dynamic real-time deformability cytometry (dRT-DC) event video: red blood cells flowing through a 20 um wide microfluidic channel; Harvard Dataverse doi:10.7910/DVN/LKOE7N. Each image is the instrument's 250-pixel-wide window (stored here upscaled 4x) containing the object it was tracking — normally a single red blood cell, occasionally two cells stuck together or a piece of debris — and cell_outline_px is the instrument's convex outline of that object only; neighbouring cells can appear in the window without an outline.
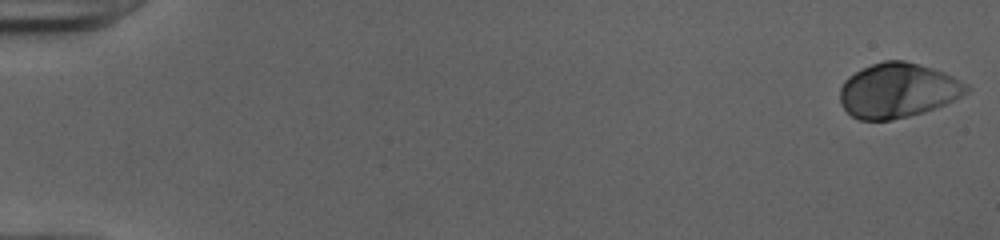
{"species": "human", "species_latin": "Homo sapiens", "temperature_condition": "cold", "stored_images_in_passage": 52, "camera_frame_rate_fps": 3000, "um_per_image_px": 0.085, "donor": {"sex": "female"}, "frame": {"image": 1, "passage_image": 1, "time_ms": 0.0, "image_size_px": [1000, 240], "cell_outline_px": [[972, 88], [968, 92], [944, 104], [924, 112], [892, 120], [860, 120], [852, 116], [840, 104], [840, 88], [844, 80], [848, 76], [872, 64], [884, 60], [904, 60], [920, 64], [944, 72], [968, 84]], "centroid_in_image_um": [76.31, 7.68], "position_along_channel_um": 8.7, "area_um2": 40.29}}
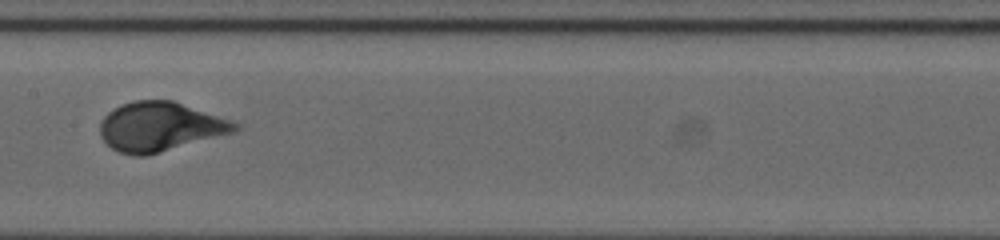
{"frame": {"image": 2, "passage_image": 28, "time_ms": 9.0, "image_size_px": [1000, 240], "cell_outline_px": [[240, 128], [232, 132], [148, 156], [136, 156], [120, 152], [112, 148], [100, 136], [100, 120], [112, 108], [120, 104], [132, 100], [172, 100], [240, 124]], "centroid_in_image_um": [13.54, 10.77], "position_along_channel_um": 193.9, "area_um2": 38.44}}
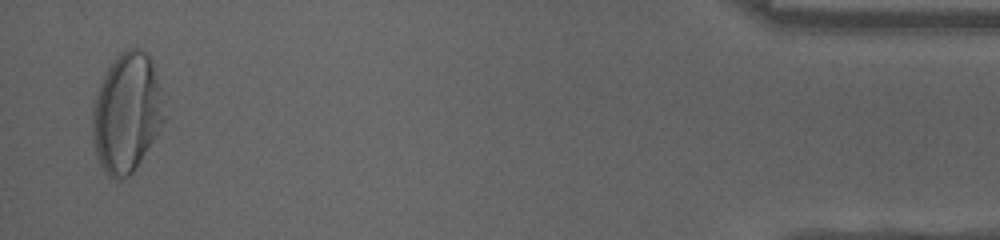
{"frame": {"image": 3, "passage_image": 51, "time_ms": 16.667, "image_size_px": [1000, 240], "cell_outline_px": [[168, 116], [136, 168], [128, 176], [120, 180], [116, 180], [108, 176], [104, 172], [96, 156], [92, 140], [92, 104], [100, 84], [108, 68], [120, 52], [128, 48], [136, 48], [144, 52], [152, 60]], "centroid_in_image_um": [10.78, 9.62], "position_along_channel_um": 424.4, "area_um2": 50.34}, "authors_computed_cell_mechanics": {"area_um2": 38.8994, "velocity_mm_per_s": 3.9744, "shape_relaxation_time_tau1_ms": 3.1295, "shape_relaxation_time_tau2_ms": null, "deformation_change_tau1": 0.1812, "deformation_change_tau2": null}}